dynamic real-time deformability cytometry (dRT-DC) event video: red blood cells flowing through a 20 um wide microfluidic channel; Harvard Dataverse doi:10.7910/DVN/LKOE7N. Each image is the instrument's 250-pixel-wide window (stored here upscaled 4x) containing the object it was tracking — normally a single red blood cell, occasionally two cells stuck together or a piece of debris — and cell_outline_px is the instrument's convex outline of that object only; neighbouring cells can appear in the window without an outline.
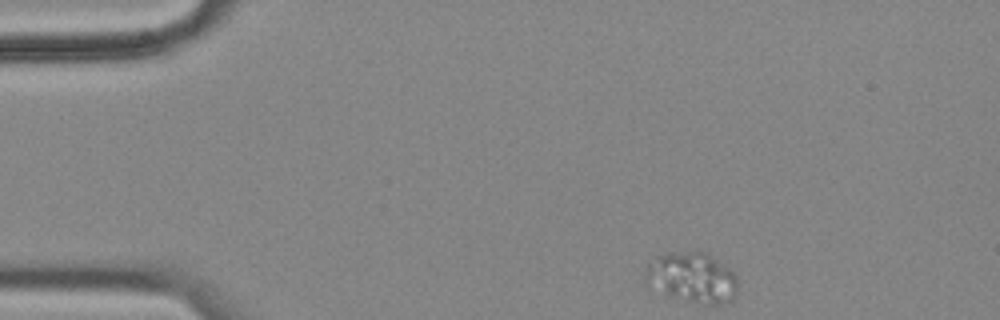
{"species": "common noctule bat (a hibernating species)", "species_latin": "Nyctalus noctula", "temperature_condition": "cold", "stored_images_in_passage": 33, "camera_frame_rate_fps": 3000, "um_per_image_px": 0.085, "animal": {"sex": "female", "body_mass_g": 18.4}, "frame": {"image": 1, "passage_image": 1, "time_ms": 0.0, "image_size_px": [1000, 320], "cell_outline_px": [[736, 296], [732, 300], [720, 304], [708, 304], [668, 296], [644, 280], [644, 268], [656, 256], [668, 252], [696, 248], [708, 252], [728, 268], [736, 276]], "centroid_in_image_um": [58.81, 23.52], "position_along_channel_um": 26.2, "area_um2": 27.51}}
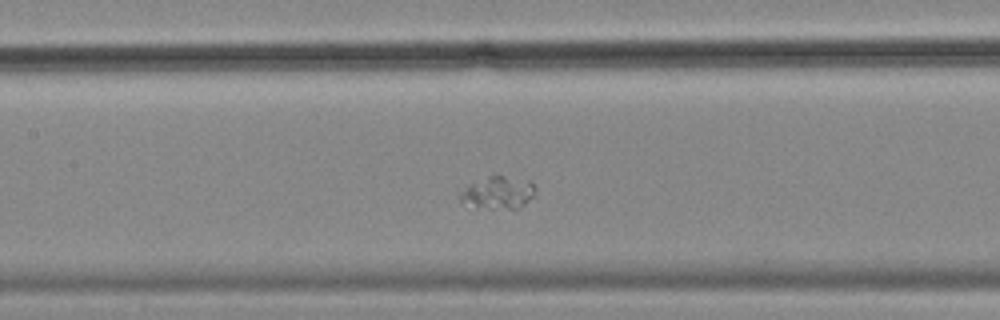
{"frame": {"image": 2, "passage_image": 19, "time_ms": 6.0, "image_size_px": [1000, 320], "cell_outline_px": [[536, 188], [532, 196], [524, 204], [516, 208], [476, 208], [460, 200], [456, 196], [456, 192], [488, 176], [504, 176], [532, 180]], "centroid_in_image_um": [42.3, 16.37], "position_along_channel_um": 165.1, "area_um2": 14.22}}
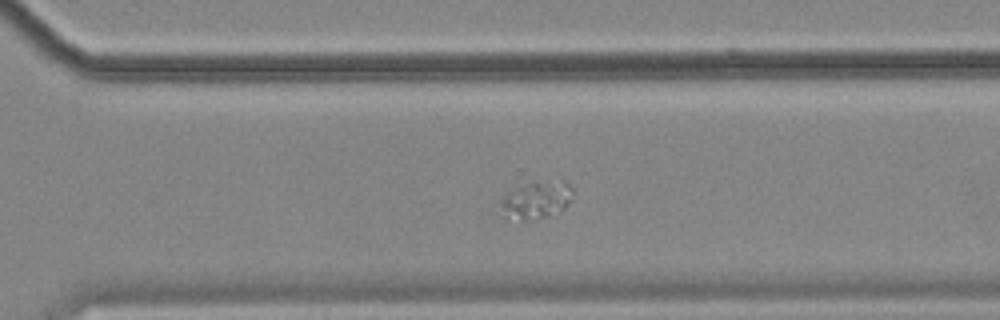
{"frame": {"image": 3, "passage_image": 33, "time_ms": 10.667, "image_size_px": [1000, 320], "cell_outline_px": [[572, 192], [564, 208], [556, 216], [524, 220], [504, 208], [500, 200], [504, 196], [528, 184], [564, 180], [572, 188]], "centroid_in_image_um": [45.74, 16.99], "position_along_channel_um": 324.9, "area_um2": 14.39}}